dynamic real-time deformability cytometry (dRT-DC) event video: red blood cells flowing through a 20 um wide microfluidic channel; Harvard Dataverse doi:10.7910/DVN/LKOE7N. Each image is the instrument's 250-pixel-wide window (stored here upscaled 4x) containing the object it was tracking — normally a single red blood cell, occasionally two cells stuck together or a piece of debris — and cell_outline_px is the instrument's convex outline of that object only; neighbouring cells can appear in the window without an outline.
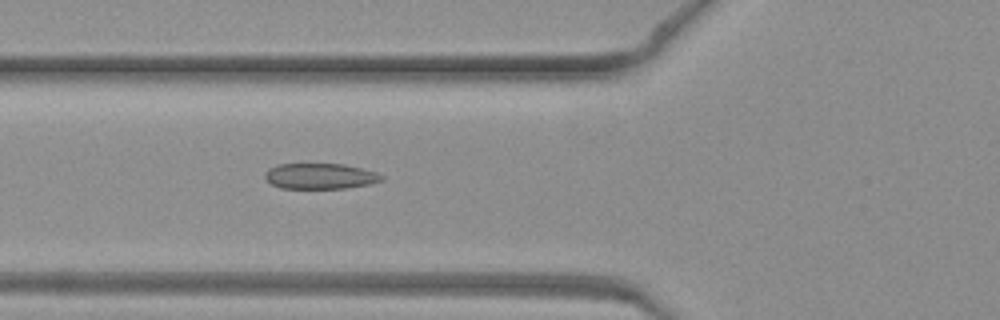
{"species": "common noctule bat (a hibernating species)", "species_latin": "Nyctalus noctula", "temperature_condition": "warm", "stored_images_in_passage": 45, "camera_frame_rate_fps": 3000, "um_per_image_px": 0.085, "animal": {"sex": "female", "body_mass_g": 19.3, "forearm_length_mm": 54.1}, "frame": {"image": 1, "passage_image": 17, "time_ms": 5.333, "image_size_px": [1000, 320], "cell_outline_px": [[384, 180], [372, 184], [348, 188], [280, 188], [272, 184], [264, 176], [264, 172], [268, 168], [276, 164], [344, 164], [376, 172], [384, 176]], "centroid_in_image_um": [27.23, 14.97], "position_along_channel_um": 98.6, "area_um2": 17.57}}
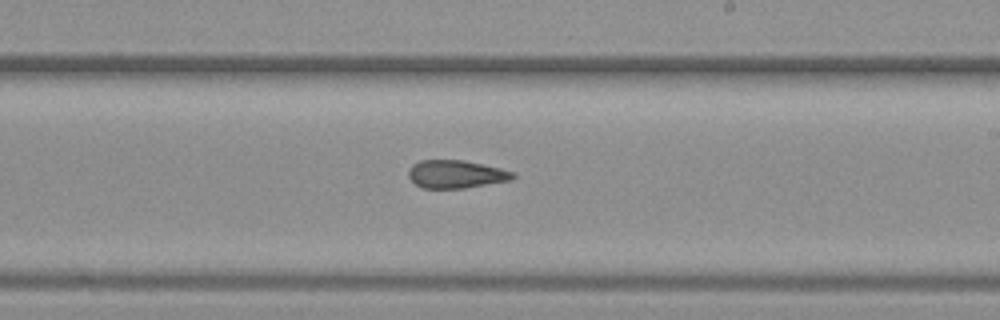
{"frame": {"image": 2, "passage_image": 27, "time_ms": 8.667, "image_size_px": [1000, 320], "cell_outline_px": [[516, 176], [512, 180], [464, 188], [420, 188], [408, 176], [408, 168], [412, 164], [420, 160], [464, 160], [500, 168], [516, 172]], "centroid_in_image_um": [38.76, 14.8], "position_along_channel_um": 250.2, "area_um2": 17.17}}
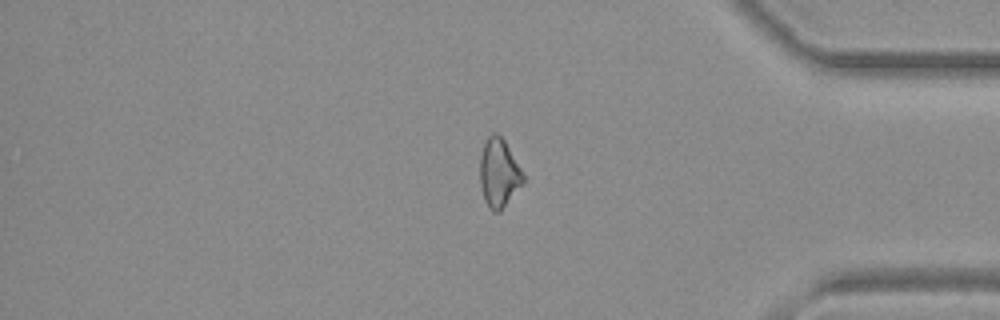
{"frame": {"image": 3, "passage_image": 38, "time_ms": 12.333, "image_size_px": [1000, 320], "cell_outline_px": [[524, 180], [500, 212], [492, 212], [488, 208], [484, 200], [480, 184], [480, 156], [484, 144], [488, 136], [492, 132], [496, 132], [504, 140], [520, 168], [524, 176]], "centroid_in_image_um": [42.37, 14.72], "position_along_channel_um": 392.8, "area_um2": 17.05}}